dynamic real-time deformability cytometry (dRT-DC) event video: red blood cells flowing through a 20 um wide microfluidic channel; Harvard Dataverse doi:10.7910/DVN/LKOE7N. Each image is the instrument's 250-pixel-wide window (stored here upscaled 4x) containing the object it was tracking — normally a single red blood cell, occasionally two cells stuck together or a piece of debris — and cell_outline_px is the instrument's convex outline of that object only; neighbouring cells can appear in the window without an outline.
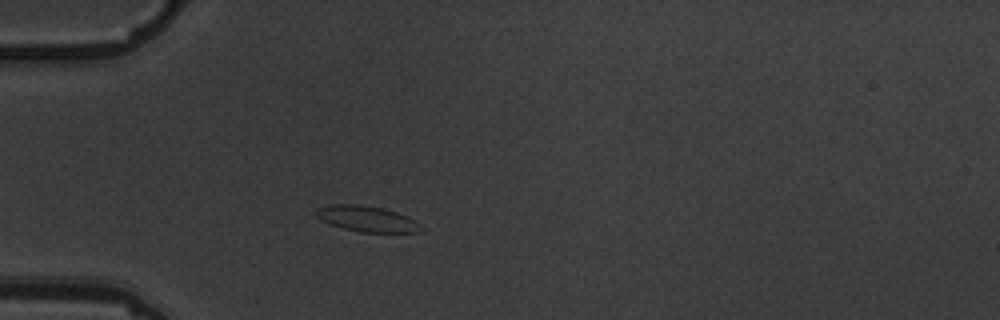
{"species": "common noctule bat (a hibernating species)", "species_latin": "Nyctalus noctula", "temperature_condition": "warm", "stored_images_in_passage": 6, "camera_frame_rate_fps": 3000, "um_per_image_px": 0.085, "animal": {"sex": "male", "body_mass_g": 19.5, "forearm_length_mm": 54.6}, "frame": {"image": 1, "passage_image": 6, "time_ms": 6.667, "image_size_px": [1000, 320], "cell_outline_px": [[424, 232], [360, 232], [344, 228], [332, 224], [316, 216], [316, 208], [332, 204], [360, 204], [384, 208], [408, 216], [420, 224], [424, 228]], "centroid_in_image_um": [31.25, 18.59], "position_along_channel_um": 53.8, "area_um2": 15.72}}